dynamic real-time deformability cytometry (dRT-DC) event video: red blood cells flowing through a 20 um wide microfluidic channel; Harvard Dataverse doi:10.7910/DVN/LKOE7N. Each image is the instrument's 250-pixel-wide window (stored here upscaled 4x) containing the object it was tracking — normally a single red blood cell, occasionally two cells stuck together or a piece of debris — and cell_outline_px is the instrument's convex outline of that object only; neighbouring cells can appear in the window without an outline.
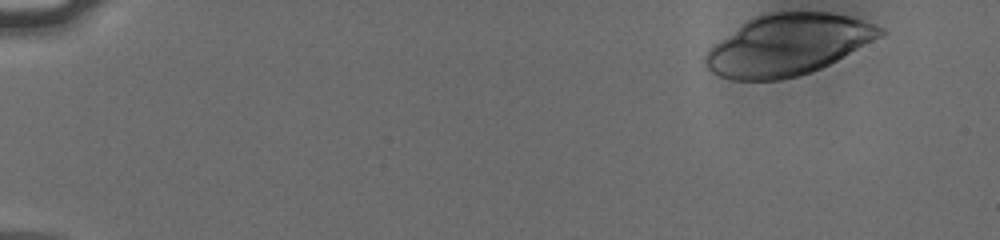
{"species": "human", "species_latin": "Homo sapiens", "temperature_condition": "cold", "stored_images_in_passage": 51, "camera_frame_rate_fps": 3000, "um_per_image_px": 0.085, "donor": {"sex": "male"}, "frame": {"image": 1, "passage_image": 1, "time_ms": 0.0, "image_size_px": [1000, 240], "cell_outline_px": [[888, 32], [836, 60], [820, 68], [796, 76], [780, 80], [732, 80], [720, 76], [704, 68], [704, 56], [708, 48], [712, 44], [748, 20], [764, 12], [828, 12], [852, 16], [884, 28]], "centroid_in_image_um": [66.92, 3.8], "position_along_channel_um": 18.1, "area_um2": 62.08}}